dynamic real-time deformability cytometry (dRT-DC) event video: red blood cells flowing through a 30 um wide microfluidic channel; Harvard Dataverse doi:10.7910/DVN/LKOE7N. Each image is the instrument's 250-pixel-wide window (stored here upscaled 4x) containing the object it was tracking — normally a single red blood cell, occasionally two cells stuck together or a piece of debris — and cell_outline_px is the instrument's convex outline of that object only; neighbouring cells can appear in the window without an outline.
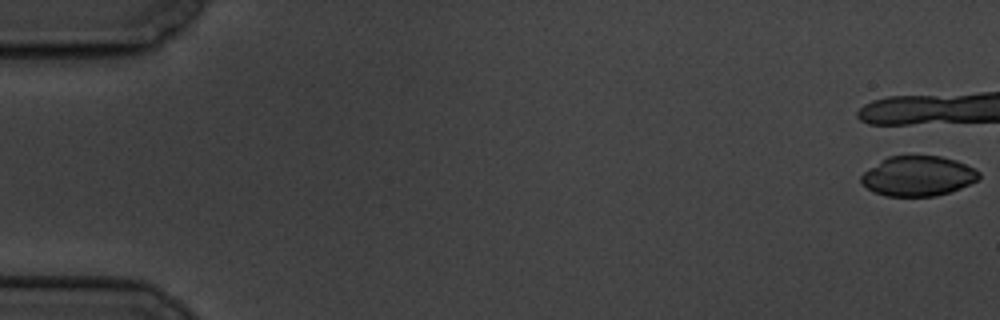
{"species": "common noctule bat (a hibernating species)", "species_latin": "Nyctalus noctula", "temperature_condition": "cold", "stored_images_in_passage": 8, "camera_frame_rate_fps": 3000, "um_per_image_px": 0.085, "animal": {"sex": "male", "body_mass_g": 19.5, "forearm_length_mm": 54.6}, "frame": {"image": 1, "passage_image": 1, "time_ms": 0.0, "image_size_px": [1000, 320], "cell_outline_px": [[980, 176], [976, 180], [952, 192], [936, 196], [884, 196], [872, 192], [860, 180], [860, 176], [868, 168], [888, 156], [940, 156], [956, 160], [980, 172]], "centroid_in_image_um": [78.0, 14.97], "position_along_channel_um": 7.0, "area_um2": 27.4}}